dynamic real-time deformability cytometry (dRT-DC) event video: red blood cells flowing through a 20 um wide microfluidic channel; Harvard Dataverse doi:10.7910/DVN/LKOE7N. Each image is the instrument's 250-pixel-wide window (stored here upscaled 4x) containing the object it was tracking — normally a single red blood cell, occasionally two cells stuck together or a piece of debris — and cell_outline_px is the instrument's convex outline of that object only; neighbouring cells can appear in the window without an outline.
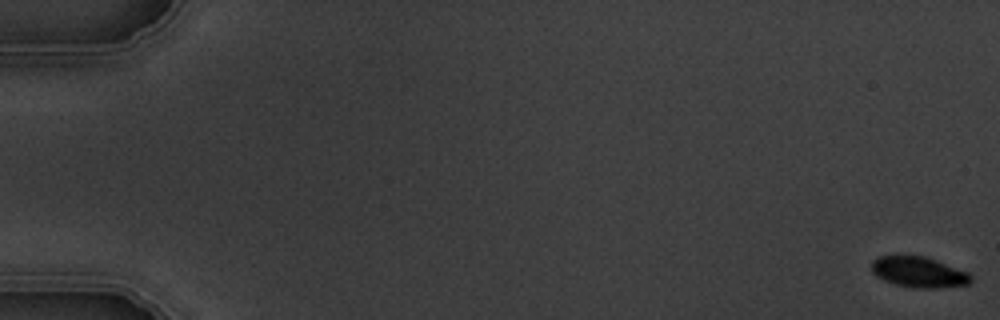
{"species": "common noctule bat (a hibernating species)", "species_latin": "Nyctalus noctula", "temperature_condition": "warm", "stored_images_in_passage": 4, "camera_frame_rate_fps": 3000, "um_per_image_px": 0.085, "animal": {"sex": "male", "body_mass_g": 19.5, "forearm_length_mm": 54.6}, "frame": {"image": 1, "passage_image": 1, "time_ms": 0.0, "image_size_px": [1000, 320], "cell_outline_px": [[972, 280], [968, 284], [936, 288], [912, 288], [896, 284], [884, 280], [876, 276], [872, 272], [872, 260], [876, 256], [904, 252], [924, 256], [936, 260], [968, 272], [972, 276]], "centroid_in_image_um": [78.03, 23.07], "position_along_channel_um": 7.0, "area_um2": 18.38}}